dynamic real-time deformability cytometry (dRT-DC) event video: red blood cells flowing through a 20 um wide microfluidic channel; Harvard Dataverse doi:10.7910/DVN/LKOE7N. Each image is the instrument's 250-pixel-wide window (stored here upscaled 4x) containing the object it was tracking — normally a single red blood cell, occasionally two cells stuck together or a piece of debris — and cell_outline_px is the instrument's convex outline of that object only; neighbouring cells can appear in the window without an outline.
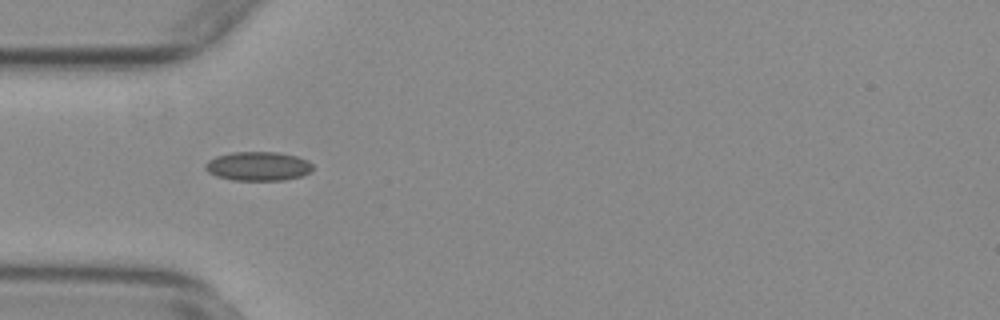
{"species": "common noctule bat (a hibernating species)", "species_latin": "Nyctalus noctula", "temperature_condition": "warm", "stored_images_in_passage": 34, "camera_frame_rate_fps": 3000, "um_per_image_px": 0.085, "animal": {"sex": "female", "body_mass_g": 29.2, "forearm_length_mm": 56.3}, "frame": {"image": 1, "passage_image": 2, "time_ms": 0.333, "image_size_px": [1000, 320], "cell_outline_px": [[312, 168], [308, 172], [300, 176], [284, 180], [232, 180], [216, 176], [208, 172], [204, 168], [204, 164], [208, 160], [216, 156], [232, 152], [276, 152], [296, 156], [308, 160], [312, 164]], "centroid_in_image_um": [21.89, 14.12], "position_along_channel_um": 63.1, "area_um2": 18.15}}
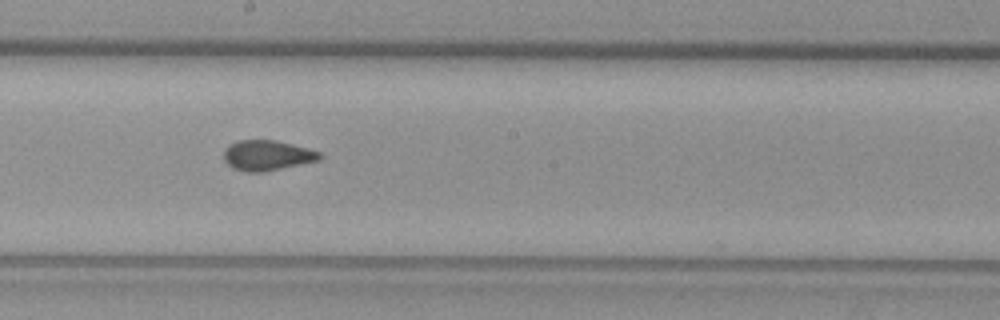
{"frame": {"image": 2, "passage_image": 15, "time_ms": 4.667, "image_size_px": [1000, 320], "cell_outline_px": [[324, 156], [320, 160], [264, 172], [248, 172], [232, 168], [224, 160], [224, 152], [228, 144], [240, 140], [276, 140], [308, 148], [320, 152]], "centroid_in_image_um": [22.72, 13.21], "position_along_channel_um": 225.5, "area_um2": 16.99}}
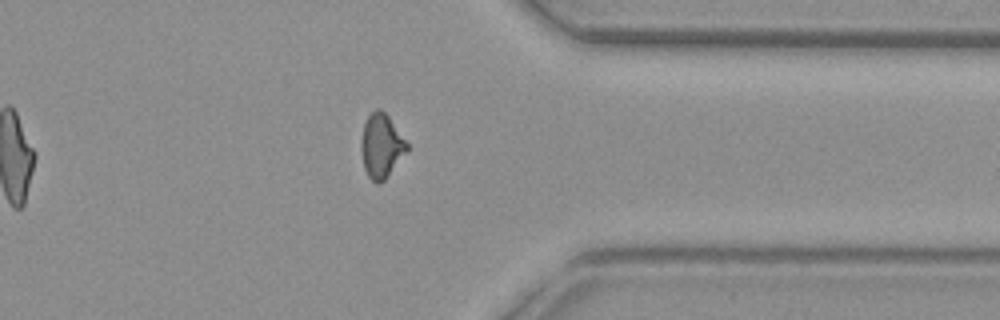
{"frame": {"image": 3, "passage_image": 28, "time_ms": 9.0, "image_size_px": [1000, 320], "cell_outline_px": [[408, 152], [384, 180], [380, 184], [376, 184], [368, 176], [364, 168], [360, 148], [360, 140], [364, 124], [368, 116], [376, 108], [380, 108], [388, 116], [408, 144]], "centroid_in_image_um": [32.4, 12.42], "position_along_channel_um": 379.0, "area_um2": 17.17}, "authors_computed_cell_mechanics": {"area_um2": 17.051, "velocity_mm_per_s": 3.7525, "shape_relaxation_time_tau1_ms": null, "shape_relaxation_time_tau2_ms": 1.1444, "deformation_change_tau1": null, "deformation_change_tau2": 0.0618}}